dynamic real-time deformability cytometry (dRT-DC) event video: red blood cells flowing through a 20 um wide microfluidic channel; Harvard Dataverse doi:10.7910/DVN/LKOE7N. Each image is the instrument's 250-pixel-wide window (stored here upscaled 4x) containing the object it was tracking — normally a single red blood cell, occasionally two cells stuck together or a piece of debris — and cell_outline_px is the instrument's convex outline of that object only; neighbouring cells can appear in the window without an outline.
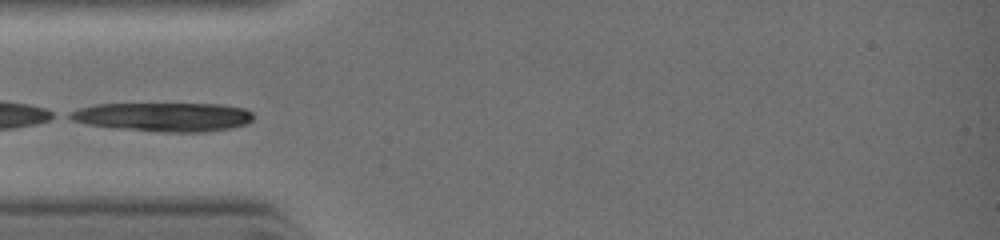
{"species": "common noctule bat (a hibernating species)", "species_latin": "Nyctalus noctula", "temperature_condition": "warm", "stored_images_in_passage": 5, "camera_frame_rate_fps": 3000, "um_per_image_px": 0.085, "animal": {"sex": "female", "body_mass_g": 19.0, "forearm_length_mm": 51.5}, "frame": {"image": 1, "passage_image": 1, "time_ms": 0.0, "image_size_px": [1000, 240], "cell_outline_px": [[252, 120], [248, 124], [228, 128], [204, 132], [164, 132], [88, 124], [72, 120], [64, 116], [68, 112], [80, 108], [96, 104], [220, 104], [244, 108], [252, 112]], "centroid_in_image_um": [13.91, 9.92], "position_along_channel_um": 71.1, "area_um2": 30.63}}